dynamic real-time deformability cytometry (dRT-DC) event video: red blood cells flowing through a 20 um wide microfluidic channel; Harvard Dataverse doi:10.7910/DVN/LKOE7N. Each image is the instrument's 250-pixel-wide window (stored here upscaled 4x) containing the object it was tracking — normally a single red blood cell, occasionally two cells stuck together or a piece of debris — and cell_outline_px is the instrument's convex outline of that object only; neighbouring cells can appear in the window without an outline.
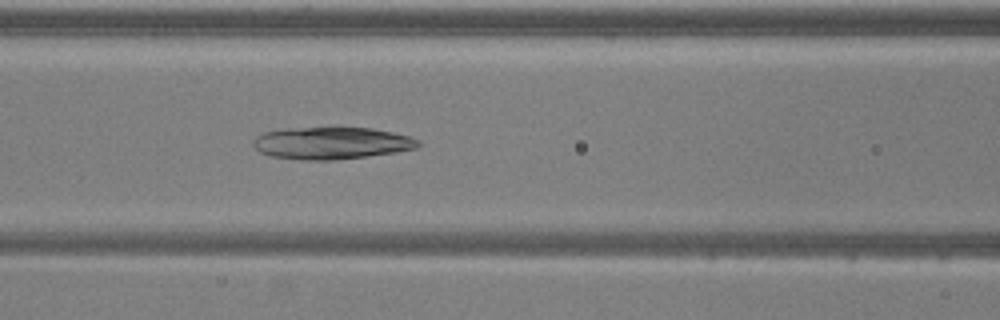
{"species": "common noctule bat (a hibernating species)", "species_latin": "Nyctalus noctula", "temperature_condition": "warm", "stored_images_in_passage": 25, "camera_frame_rate_fps": 3000, "um_per_image_px": 0.085, "animal": {"sex": "male", "body_mass_g": 20.5, "forearm_length_mm": 52.5}, "frame": {"image": 1, "passage_image": 12, "time_ms": 3.667, "image_size_px": [1000, 320], "cell_outline_px": [[424, 144], [416, 148], [396, 152], [368, 156], [336, 160], [300, 160], [272, 156], [260, 152], [252, 144], [252, 140], [256, 136], [264, 132], [288, 128], [332, 124], [372, 128], [392, 132], [408, 136], [420, 140]], "centroid_in_image_um": [28.19, 12.12], "position_along_channel_um": 138.4, "area_um2": 32.19}}
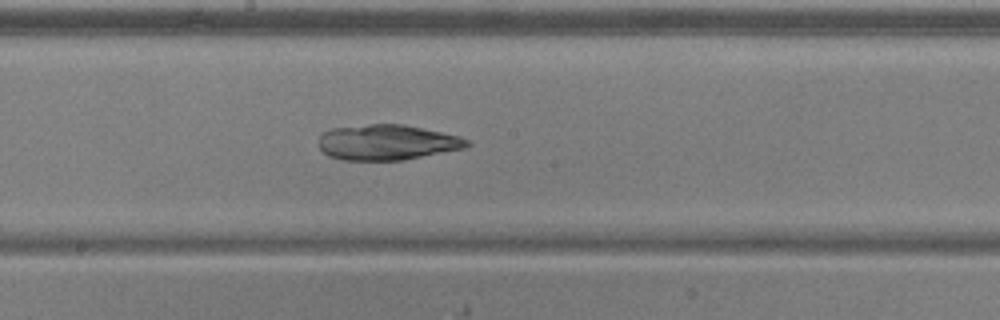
{"frame": {"image": 2, "passage_image": 18, "time_ms": 5.667, "image_size_px": [1000, 320], "cell_outline_px": [[472, 144], [464, 148], [404, 160], [340, 160], [328, 156], [320, 148], [320, 136], [324, 132], [332, 128], [368, 124], [404, 124], [460, 136], [468, 140]], "centroid_in_image_um": [32.91, 12.1], "position_along_channel_um": 215.3, "area_um2": 30.58}}
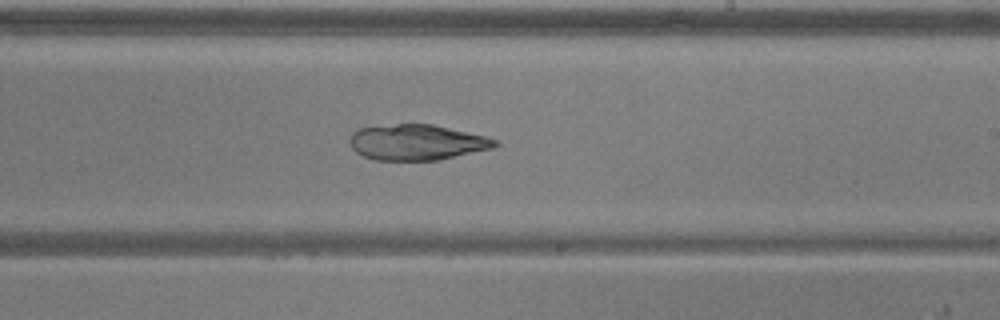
{"frame": {"image": 3, "passage_image": 21, "time_ms": 6.667, "image_size_px": [1000, 320], "cell_outline_px": [[500, 144], [496, 148], [440, 160], [376, 160], [364, 156], [356, 152], [352, 148], [348, 140], [352, 132], [360, 128], [396, 124], [432, 124], [484, 136], [496, 140]], "centroid_in_image_um": [35.45, 12.11], "position_along_channel_um": 253.6, "area_um2": 30.23}}